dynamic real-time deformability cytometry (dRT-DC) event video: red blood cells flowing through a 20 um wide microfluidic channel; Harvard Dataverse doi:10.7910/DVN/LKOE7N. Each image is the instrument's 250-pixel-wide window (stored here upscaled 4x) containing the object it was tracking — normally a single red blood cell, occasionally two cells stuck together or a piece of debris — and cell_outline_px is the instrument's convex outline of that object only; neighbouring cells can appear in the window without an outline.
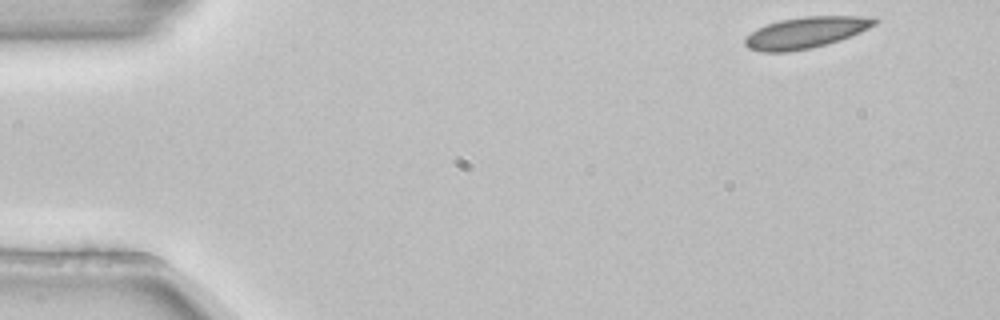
{"species": "common noctule bat (a hibernating species)", "species_latin": "Nyctalus noctula", "temperature_condition": "room temperature", "stored_images_in_passage": 3, "camera_frame_rate_fps": 3000, "um_per_image_px": 0.085, "animal": {"sex": "female", "body_mass_g": 22.7, "forearm_length_mm": 54.2}, "frame": {"image": 1, "passage_image": 1, "time_ms": 0.0, "image_size_px": [1000, 320], "cell_outline_px": [[880, 20], [876, 24], [860, 32], [840, 40], [828, 44], [812, 48], [788, 52], [760, 52], [748, 48], [744, 44], [744, 40], [756, 28], [780, 20], [804, 16], [876, 16]], "centroid_in_image_um": [68.53, 2.76], "position_along_channel_um": 16.5, "area_um2": 23.81}}